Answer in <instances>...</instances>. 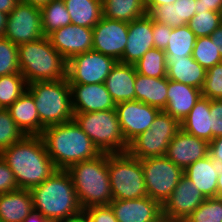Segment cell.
Returning <instances> with one entry per match:
<instances>
[{
  "label": "cell",
  "mask_w": 222,
  "mask_h": 222,
  "mask_svg": "<svg viewBox=\"0 0 222 222\" xmlns=\"http://www.w3.org/2000/svg\"><path fill=\"white\" fill-rule=\"evenodd\" d=\"M33 211L30 190L19 188L0 194V222H23Z\"/></svg>",
  "instance_id": "d4e9b609"
},
{
  "label": "cell",
  "mask_w": 222,
  "mask_h": 222,
  "mask_svg": "<svg viewBox=\"0 0 222 222\" xmlns=\"http://www.w3.org/2000/svg\"><path fill=\"white\" fill-rule=\"evenodd\" d=\"M221 166L209 155L184 169V175L194 183L205 198L217 197V182Z\"/></svg>",
  "instance_id": "603a6c76"
},
{
  "label": "cell",
  "mask_w": 222,
  "mask_h": 222,
  "mask_svg": "<svg viewBox=\"0 0 222 222\" xmlns=\"http://www.w3.org/2000/svg\"><path fill=\"white\" fill-rule=\"evenodd\" d=\"M152 48L153 19L146 14L129 23L127 44L119 62L134 65Z\"/></svg>",
  "instance_id": "d6986e66"
},
{
  "label": "cell",
  "mask_w": 222,
  "mask_h": 222,
  "mask_svg": "<svg viewBox=\"0 0 222 222\" xmlns=\"http://www.w3.org/2000/svg\"><path fill=\"white\" fill-rule=\"evenodd\" d=\"M220 18H221V24H222V9L220 10Z\"/></svg>",
  "instance_id": "91938a15"
},
{
  "label": "cell",
  "mask_w": 222,
  "mask_h": 222,
  "mask_svg": "<svg viewBox=\"0 0 222 222\" xmlns=\"http://www.w3.org/2000/svg\"><path fill=\"white\" fill-rule=\"evenodd\" d=\"M136 73L134 65L119 61L112 68L104 84L116 104L135 100Z\"/></svg>",
  "instance_id": "7402d4cb"
},
{
  "label": "cell",
  "mask_w": 222,
  "mask_h": 222,
  "mask_svg": "<svg viewBox=\"0 0 222 222\" xmlns=\"http://www.w3.org/2000/svg\"><path fill=\"white\" fill-rule=\"evenodd\" d=\"M196 0H176L174 4L156 6L148 15L154 22L172 28L187 25L196 14Z\"/></svg>",
  "instance_id": "4316f807"
},
{
  "label": "cell",
  "mask_w": 222,
  "mask_h": 222,
  "mask_svg": "<svg viewBox=\"0 0 222 222\" xmlns=\"http://www.w3.org/2000/svg\"><path fill=\"white\" fill-rule=\"evenodd\" d=\"M113 200H132L147 195L141 160L126 153H107Z\"/></svg>",
  "instance_id": "ba28073f"
},
{
  "label": "cell",
  "mask_w": 222,
  "mask_h": 222,
  "mask_svg": "<svg viewBox=\"0 0 222 222\" xmlns=\"http://www.w3.org/2000/svg\"><path fill=\"white\" fill-rule=\"evenodd\" d=\"M20 1L41 8L42 6L49 3L51 0H20Z\"/></svg>",
  "instance_id": "11a10c76"
},
{
  "label": "cell",
  "mask_w": 222,
  "mask_h": 222,
  "mask_svg": "<svg viewBox=\"0 0 222 222\" xmlns=\"http://www.w3.org/2000/svg\"><path fill=\"white\" fill-rule=\"evenodd\" d=\"M20 73L18 46L5 37L0 38V76Z\"/></svg>",
  "instance_id": "ab89813d"
},
{
  "label": "cell",
  "mask_w": 222,
  "mask_h": 222,
  "mask_svg": "<svg viewBox=\"0 0 222 222\" xmlns=\"http://www.w3.org/2000/svg\"><path fill=\"white\" fill-rule=\"evenodd\" d=\"M27 86L21 73L0 76V108L10 107L27 90Z\"/></svg>",
  "instance_id": "e575fe53"
},
{
  "label": "cell",
  "mask_w": 222,
  "mask_h": 222,
  "mask_svg": "<svg viewBox=\"0 0 222 222\" xmlns=\"http://www.w3.org/2000/svg\"><path fill=\"white\" fill-rule=\"evenodd\" d=\"M210 38L218 46L222 57V24L210 35Z\"/></svg>",
  "instance_id": "f907efd6"
},
{
  "label": "cell",
  "mask_w": 222,
  "mask_h": 222,
  "mask_svg": "<svg viewBox=\"0 0 222 222\" xmlns=\"http://www.w3.org/2000/svg\"><path fill=\"white\" fill-rule=\"evenodd\" d=\"M196 13L199 11L220 12L222 9V0H196Z\"/></svg>",
  "instance_id": "7dc6e473"
},
{
  "label": "cell",
  "mask_w": 222,
  "mask_h": 222,
  "mask_svg": "<svg viewBox=\"0 0 222 222\" xmlns=\"http://www.w3.org/2000/svg\"><path fill=\"white\" fill-rule=\"evenodd\" d=\"M83 211L90 222H118L110 205L92 206Z\"/></svg>",
  "instance_id": "b9f144b4"
},
{
  "label": "cell",
  "mask_w": 222,
  "mask_h": 222,
  "mask_svg": "<svg viewBox=\"0 0 222 222\" xmlns=\"http://www.w3.org/2000/svg\"><path fill=\"white\" fill-rule=\"evenodd\" d=\"M67 171L73 180L82 210L92 206L109 205L113 201L107 153H101L94 159L75 163Z\"/></svg>",
  "instance_id": "277c9868"
},
{
  "label": "cell",
  "mask_w": 222,
  "mask_h": 222,
  "mask_svg": "<svg viewBox=\"0 0 222 222\" xmlns=\"http://www.w3.org/2000/svg\"><path fill=\"white\" fill-rule=\"evenodd\" d=\"M167 78L202 89L206 78V70L192 56L171 59L167 63Z\"/></svg>",
  "instance_id": "83f0119b"
},
{
  "label": "cell",
  "mask_w": 222,
  "mask_h": 222,
  "mask_svg": "<svg viewBox=\"0 0 222 222\" xmlns=\"http://www.w3.org/2000/svg\"><path fill=\"white\" fill-rule=\"evenodd\" d=\"M4 37L17 46L43 38L41 8L20 1L8 14Z\"/></svg>",
  "instance_id": "7c38bea8"
},
{
  "label": "cell",
  "mask_w": 222,
  "mask_h": 222,
  "mask_svg": "<svg viewBox=\"0 0 222 222\" xmlns=\"http://www.w3.org/2000/svg\"><path fill=\"white\" fill-rule=\"evenodd\" d=\"M20 0H0V11L9 14Z\"/></svg>",
  "instance_id": "681fc988"
},
{
  "label": "cell",
  "mask_w": 222,
  "mask_h": 222,
  "mask_svg": "<svg viewBox=\"0 0 222 222\" xmlns=\"http://www.w3.org/2000/svg\"><path fill=\"white\" fill-rule=\"evenodd\" d=\"M209 156L222 166V136L214 138L209 143Z\"/></svg>",
  "instance_id": "bcb514c9"
},
{
  "label": "cell",
  "mask_w": 222,
  "mask_h": 222,
  "mask_svg": "<svg viewBox=\"0 0 222 222\" xmlns=\"http://www.w3.org/2000/svg\"><path fill=\"white\" fill-rule=\"evenodd\" d=\"M51 45L68 61L93 49V28L70 24L49 34Z\"/></svg>",
  "instance_id": "2e32d148"
},
{
  "label": "cell",
  "mask_w": 222,
  "mask_h": 222,
  "mask_svg": "<svg viewBox=\"0 0 222 222\" xmlns=\"http://www.w3.org/2000/svg\"><path fill=\"white\" fill-rule=\"evenodd\" d=\"M187 222H222V197L206 198L186 219Z\"/></svg>",
  "instance_id": "74e56055"
},
{
  "label": "cell",
  "mask_w": 222,
  "mask_h": 222,
  "mask_svg": "<svg viewBox=\"0 0 222 222\" xmlns=\"http://www.w3.org/2000/svg\"><path fill=\"white\" fill-rule=\"evenodd\" d=\"M217 197H222V166L219 171L218 182H217Z\"/></svg>",
  "instance_id": "9f6ffc18"
},
{
  "label": "cell",
  "mask_w": 222,
  "mask_h": 222,
  "mask_svg": "<svg viewBox=\"0 0 222 222\" xmlns=\"http://www.w3.org/2000/svg\"><path fill=\"white\" fill-rule=\"evenodd\" d=\"M116 63L114 58L92 49L67 61L66 78L69 83H104Z\"/></svg>",
  "instance_id": "8fae6325"
},
{
  "label": "cell",
  "mask_w": 222,
  "mask_h": 222,
  "mask_svg": "<svg viewBox=\"0 0 222 222\" xmlns=\"http://www.w3.org/2000/svg\"><path fill=\"white\" fill-rule=\"evenodd\" d=\"M0 156L13 172L21 189L31 190L57 170L41 136L25 135L19 142L4 149Z\"/></svg>",
  "instance_id": "6da1fadb"
},
{
  "label": "cell",
  "mask_w": 222,
  "mask_h": 222,
  "mask_svg": "<svg viewBox=\"0 0 222 222\" xmlns=\"http://www.w3.org/2000/svg\"><path fill=\"white\" fill-rule=\"evenodd\" d=\"M192 58L197 61L205 70L214 65L222 63L218 46L210 36L198 37L193 48Z\"/></svg>",
  "instance_id": "d590c367"
},
{
  "label": "cell",
  "mask_w": 222,
  "mask_h": 222,
  "mask_svg": "<svg viewBox=\"0 0 222 222\" xmlns=\"http://www.w3.org/2000/svg\"><path fill=\"white\" fill-rule=\"evenodd\" d=\"M151 222H174V220H172L171 218L166 216L164 213H162L158 218H156L155 220Z\"/></svg>",
  "instance_id": "6f0895ef"
},
{
  "label": "cell",
  "mask_w": 222,
  "mask_h": 222,
  "mask_svg": "<svg viewBox=\"0 0 222 222\" xmlns=\"http://www.w3.org/2000/svg\"><path fill=\"white\" fill-rule=\"evenodd\" d=\"M23 222H51L39 213L33 211Z\"/></svg>",
  "instance_id": "f5cc1de1"
},
{
  "label": "cell",
  "mask_w": 222,
  "mask_h": 222,
  "mask_svg": "<svg viewBox=\"0 0 222 222\" xmlns=\"http://www.w3.org/2000/svg\"><path fill=\"white\" fill-rule=\"evenodd\" d=\"M30 191L34 211L51 222L62 221L83 211L67 170L57 169L48 179Z\"/></svg>",
  "instance_id": "3957f363"
},
{
  "label": "cell",
  "mask_w": 222,
  "mask_h": 222,
  "mask_svg": "<svg viewBox=\"0 0 222 222\" xmlns=\"http://www.w3.org/2000/svg\"><path fill=\"white\" fill-rule=\"evenodd\" d=\"M73 113L96 112L115 109L113 101L104 83H69Z\"/></svg>",
  "instance_id": "e0dca14e"
},
{
  "label": "cell",
  "mask_w": 222,
  "mask_h": 222,
  "mask_svg": "<svg viewBox=\"0 0 222 222\" xmlns=\"http://www.w3.org/2000/svg\"><path fill=\"white\" fill-rule=\"evenodd\" d=\"M105 18L127 23L146 15L144 0H102Z\"/></svg>",
  "instance_id": "4dcf8cb0"
},
{
  "label": "cell",
  "mask_w": 222,
  "mask_h": 222,
  "mask_svg": "<svg viewBox=\"0 0 222 222\" xmlns=\"http://www.w3.org/2000/svg\"><path fill=\"white\" fill-rule=\"evenodd\" d=\"M73 120L101 153H126L128 144L115 109L74 113Z\"/></svg>",
  "instance_id": "52a82bcc"
},
{
  "label": "cell",
  "mask_w": 222,
  "mask_h": 222,
  "mask_svg": "<svg viewBox=\"0 0 222 222\" xmlns=\"http://www.w3.org/2000/svg\"><path fill=\"white\" fill-rule=\"evenodd\" d=\"M209 155V142L180 129L170 141L166 157L183 170Z\"/></svg>",
  "instance_id": "ac0fdd59"
},
{
  "label": "cell",
  "mask_w": 222,
  "mask_h": 222,
  "mask_svg": "<svg viewBox=\"0 0 222 222\" xmlns=\"http://www.w3.org/2000/svg\"><path fill=\"white\" fill-rule=\"evenodd\" d=\"M201 91L202 97L210 100L222 99V63L206 70V78Z\"/></svg>",
  "instance_id": "60d3db41"
},
{
  "label": "cell",
  "mask_w": 222,
  "mask_h": 222,
  "mask_svg": "<svg viewBox=\"0 0 222 222\" xmlns=\"http://www.w3.org/2000/svg\"><path fill=\"white\" fill-rule=\"evenodd\" d=\"M202 97L201 89L168 79L164 111L181 122Z\"/></svg>",
  "instance_id": "44dd1931"
},
{
  "label": "cell",
  "mask_w": 222,
  "mask_h": 222,
  "mask_svg": "<svg viewBox=\"0 0 222 222\" xmlns=\"http://www.w3.org/2000/svg\"><path fill=\"white\" fill-rule=\"evenodd\" d=\"M206 198L185 175L162 204V213L172 220H186Z\"/></svg>",
  "instance_id": "9a60e30c"
},
{
  "label": "cell",
  "mask_w": 222,
  "mask_h": 222,
  "mask_svg": "<svg viewBox=\"0 0 222 222\" xmlns=\"http://www.w3.org/2000/svg\"><path fill=\"white\" fill-rule=\"evenodd\" d=\"M181 129L192 136L211 142L210 99L201 97L180 122Z\"/></svg>",
  "instance_id": "f1b7e54d"
},
{
  "label": "cell",
  "mask_w": 222,
  "mask_h": 222,
  "mask_svg": "<svg viewBox=\"0 0 222 222\" xmlns=\"http://www.w3.org/2000/svg\"><path fill=\"white\" fill-rule=\"evenodd\" d=\"M7 109L24 135L42 134L45 127L40 123L34 98L27 90Z\"/></svg>",
  "instance_id": "cb8c5ba5"
},
{
  "label": "cell",
  "mask_w": 222,
  "mask_h": 222,
  "mask_svg": "<svg viewBox=\"0 0 222 222\" xmlns=\"http://www.w3.org/2000/svg\"><path fill=\"white\" fill-rule=\"evenodd\" d=\"M180 129V122L161 110L150 128L128 144L127 153L139 160L165 156L170 141Z\"/></svg>",
  "instance_id": "9c48e42d"
},
{
  "label": "cell",
  "mask_w": 222,
  "mask_h": 222,
  "mask_svg": "<svg viewBox=\"0 0 222 222\" xmlns=\"http://www.w3.org/2000/svg\"><path fill=\"white\" fill-rule=\"evenodd\" d=\"M40 136L57 169L67 170L75 163L94 159L101 154L74 120L45 127Z\"/></svg>",
  "instance_id": "7a4b0ae2"
},
{
  "label": "cell",
  "mask_w": 222,
  "mask_h": 222,
  "mask_svg": "<svg viewBox=\"0 0 222 222\" xmlns=\"http://www.w3.org/2000/svg\"><path fill=\"white\" fill-rule=\"evenodd\" d=\"M59 222H90V219L87 217V215L82 211L80 214L66 218Z\"/></svg>",
  "instance_id": "816d5d0a"
},
{
  "label": "cell",
  "mask_w": 222,
  "mask_h": 222,
  "mask_svg": "<svg viewBox=\"0 0 222 222\" xmlns=\"http://www.w3.org/2000/svg\"><path fill=\"white\" fill-rule=\"evenodd\" d=\"M196 39V35L191 31L188 25L172 28L167 47L164 50L166 64L171 59L192 56Z\"/></svg>",
  "instance_id": "1f68e13d"
},
{
  "label": "cell",
  "mask_w": 222,
  "mask_h": 222,
  "mask_svg": "<svg viewBox=\"0 0 222 222\" xmlns=\"http://www.w3.org/2000/svg\"><path fill=\"white\" fill-rule=\"evenodd\" d=\"M129 23L105 18L93 27V50L120 61L128 39Z\"/></svg>",
  "instance_id": "5bb4252c"
},
{
  "label": "cell",
  "mask_w": 222,
  "mask_h": 222,
  "mask_svg": "<svg viewBox=\"0 0 222 222\" xmlns=\"http://www.w3.org/2000/svg\"><path fill=\"white\" fill-rule=\"evenodd\" d=\"M168 78L147 77L136 73L135 100L146 103L160 110L167 106Z\"/></svg>",
  "instance_id": "484cf974"
},
{
  "label": "cell",
  "mask_w": 222,
  "mask_h": 222,
  "mask_svg": "<svg viewBox=\"0 0 222 222\" xmlns=\"http://www.w3.org/2000/svg\"><path fill=\"white\" fill-rule=\"evenodd\" d=\"M18 188L14 174L0 156V194L12 192Z\"/></svg>",
  "instance_id": "ee69618b"
},
{
  "label": "cell",
  "mask_w": 222,
  "mask_h": 222,
  "mask_svg": "<svg viewBox=\"0 0 222 222\" xmlns=\"http://www.w3.org/2000/svg\"><path fill=\"white\" fill-rule=\"evenodd\" d=\"M42 31L48 36L55 30L71 24V17L63 0H51L41 7Z\"/></svg>",
  "instance_id": "d6a6232c"
},
{
  "label": "cell",
  "mask_w": 222,
  "mask_h": 222,
  "mask_svg": "<svg viewBox=\"0 0 222 222\" xmlns=\"http://www.w3.org/2000/svg\"><path fill=\"white\" fill-rule=\"evenodd\" d=\"M174 222H187L186 220H174Z\"/></svg>",
  "instance_id": "680465c9"
},
{
  "label": "cell",
  "mask_w": 222,
  "mask_h": 222,
  "mask_svg": "<svg viewBox=\"0 0 222 222\" xmlns=\"http://www.w3.org/2000/svg\"><path fill=\"white\" fill-rule=\"evenodd\" d=\"M176 0H144L146 13L149 14L156 6L174 4Z\"/></svg>",
  "instance_id": "c3c4849f"
},
{
  "label": "cell",
  "mask_w": 222,
  "mask_h": 222,
  "mask_svg": "<svg viewBox=\"0 0 222 222\" xmlns=\"http://www.w3.org/2000/svg\"><path fill=\"white\" fill-rule=\"evenodd\" d=\"M115 110L127 144L148 130L161 111L137 100L117 103Z\"/></svg>",
  "instance_id": "4fadbf2b"
},
{
  "label": "cell",
  "mask_w": 222,
  "mask_h": 222,
  "mask_svg": "<svg viewBox=\"0 0 222 222\" xmlns=\"http://www.w3.org/2000/svg\"><path fill=\"white\" fill-rule=\"evenodd\" d=\"M33 96L40 123L44 127L73 120L71 87L67 80L35 81L27 86Z\"/></svg>",
  "instance_id": "8992f818"
},
{
  "label": "cell",
  "mask_w": 222,
  "mask_h": 222,
  "mask_svg": "<svg viewBox=\"0 0 222 222\" xmlns=\"http://www.w3.org/2000/svg\"><path fill=\"white\" fill-rule=\"evenodd\" d=\"M20 73L27 84L66 78L67 61L51 45L48 37L18 45Z\"/></svg>",
  "instance_id": "5b68a950"
},
{
  "label": "cell",
  "mask_w": 222,
  "mask_h": 222,
  "mask_svg": "<svg viewBox=\"0 0 222 222\" xmlns=\"http://www.w3.org/2000/svg\"><path fill=\"white\" fill-rule=\"evenodd\" d=\"M63 1L72 24L93 28L103 17L102 0Z\"/></svg>",
  "instance_id": "f546056e"
},
{
  "label": "cell",
  "mask_w": 222,
  "mask_h": 222,
  "mask_svg": "<svg viewBox=\"0 0 222 222\" xmlns=\"http://www.w3.org/2000/svg\"><path fill=\"white\" fill-rule=\"evenodd\" d=\"M171 31L172 27L153 21L154 48L165 50Z\"/></svg>",
  "instance_id": "f6af8a7d"
},
{
  "label": "cell",
  "mask_w": 222,
  "mask_h": 222,
  "mask_svg": "<svg viewBox=\"0 0 222 222\" xmlns=\"http://www.w3.org/2000/svg\"><path fill=\"white\" fill-rule=\"evenodd\" d=\"M109 205L118 222H151L162 214V204L149 196L113 200Z\"/></svg>",
  "instance_id": "ffe728a7"
},
{
  "label": "cell",
  "mask_w": 222,
  "mask_h": 222,
  "mask_svg": "<svg viewBox=\"0 0 222 222\" xmlns=\"http://www.w3.org/2000/svg\"><path fill=\"white\" fill-rule=\"evenodd\" d=\"M8 14L0 11V38L4 37Z\"/></svg>",
  "instance_id": "db71d44e"
},
{
  "label": "cell",
  "mask_w": 222,
  "mask_h": 222,
  "mask_svg": "<svg viewBox=\"0 0 222 222\" xmlns=\"http://www.w3.org/2000/svg\"><path fill=\"white\" fill-rule=\"evenodd\" d=\"M196 37L210 36L220 25V12L199 11L187 24Z\"/></svg>",
  "instance_id": "8d00e7d4"
},
{
  "label": "cell",
  "mask_w": 222,
  "mask_h": 222,
  "mask_svg": "<svg viewBox=\"0 0 222 222\" xmlns=\"http://www.w3.org/2000/svg\"><path fill=\"white\" fill-rule=\"evenodd\" d=\"M147 195L163 204L184 175V170L166 156L141 160Z\"/></svg>",
  "instance_id": "30bf717a"
},
{
  "label": "cell",
  "mask_w": 222,
  "mask_h": 222,
  "mask_svg": "<svg viewBox=\"0 0 222 222\" xmlns=\"http://www.w3.org/2000/svg\"><path fill=\"white\" fill-rule=\"evenodd\" d=\"M24 136L8 109L0 108V153L12 144L19 142Z\"/></svg>",
  "instance_id": "f35d334b"
},
{
  "label": "cell",
  "mask_w": 222,
  "mask_h": 222,
  "mask_svg": "<svg viewBox=\"0 0 222 222\" xmlns=\"http://www.w3.org/2000/svg\"><path fill=\"white\" fill-rule=\"evenodd\" d=\"M134 66L137 73L147 77L167 76L165 51L158 48L147 51Z\"/></svg>",
  "instance_id": "836d02e7"
},
{
  "label": "cell",
  "mask_w": 222,
  "mask_h": 222,
  "mask_svg": "<svg viewBox=\"0 0 222 222\" xmlns=\"http://www.w3.org/2000/svg\"><path fill=\"white\" fill-rule=\"evenodd\" d=\"M211 141L222 136V99L210 100Z\"/></svg>",
  "instance_id": "7bdbcfd3"
}]
</instances>
